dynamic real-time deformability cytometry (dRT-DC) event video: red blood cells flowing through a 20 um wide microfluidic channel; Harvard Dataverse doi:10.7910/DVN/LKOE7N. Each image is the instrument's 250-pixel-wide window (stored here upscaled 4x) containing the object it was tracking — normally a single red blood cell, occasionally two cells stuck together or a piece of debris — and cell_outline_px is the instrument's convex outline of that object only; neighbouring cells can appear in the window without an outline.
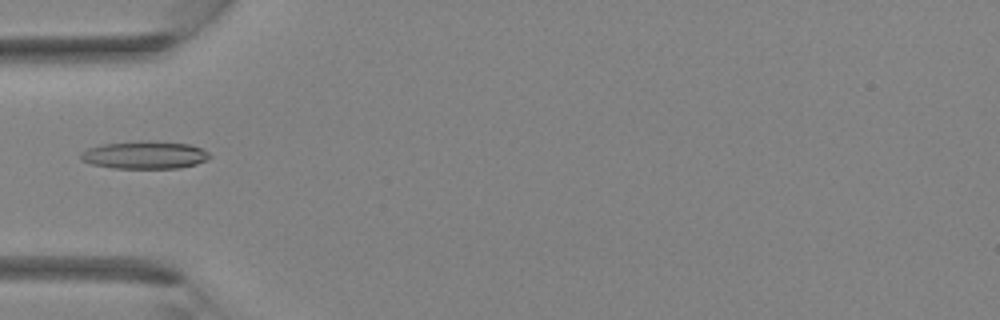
{"species": "Egyptian fruit bat (a non-hibernating species)", "species_latin": "Rousettus aegyptiacus", "temperature_condition": "room temperature", "stored_images_in_passage": 25, "camera_frame_rate_fps": 3000, "um_per_image_px": 0.085, "animal": {"sex": "female"}, "frame": {"image": 1, "passage_image": 1, "time_ms": 0.0, "image_size_px": [1000, 320], "cell_outline_px": [[212, 156], [208, 160], [196, 164], [180, 168], [112, 168], [92, 164], [80, 160], [80, 152], [88, 148], [100, 144], [140, 140], [148, 140], [188, 144], [200, 148], [208, 152]], "centroid_in_image_um": [12.28, 13.16], "position_along_channel_um": 72.7, "area_um2": 21.1}}
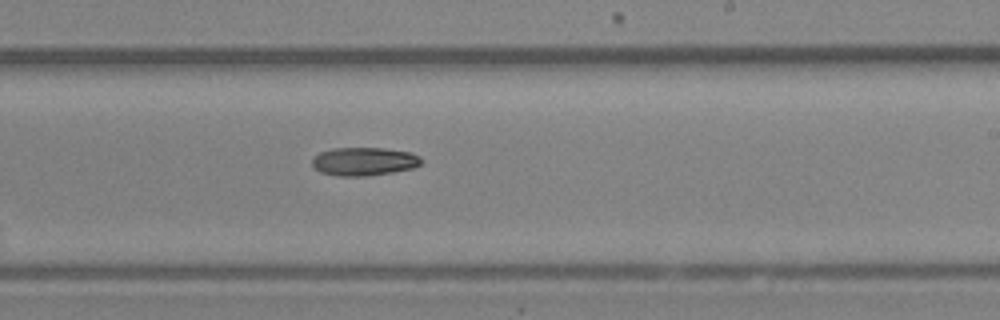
{"frame": {"image": 2, "passage_image": 11, "time_ms": 3.333, "image_size_px": [1000, 320], "cell_outline_px": [[424, 160], [420, 164], [412, 168], [392, 172], [364, 176], [336, 176], [320, 172], [312, 168], [312, 156], [320, 152], [332, 148], [384, 148], [412, 152], [420, 156]], "centroid_in_image_um": [30.91, 13.72], "position_along_channel_um": 258.1, "area_um2": 18.26}}
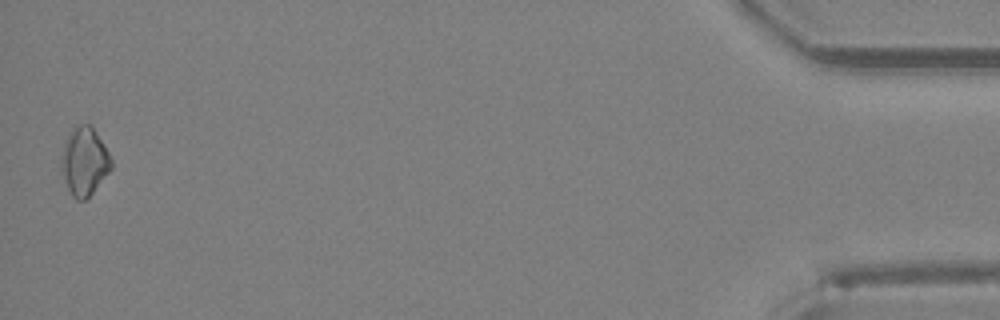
{"frame": {"image": 3, "passage_image": 25, "time_ms": 8.0, "image_size_px": [1000, 320], "cell_outline_px": [[112, 168], [92, 192], [84, 200], [76, 200], [72, 196], [68, 188], [60, 168], [60, 156], [64, 140], [72, 128], [76, 124], [92, 124], [104, 144], [112, 160]], "centroid_in_image_um": [7.14, 13.66], "position_along_channel_um": 428.1, "area_um2": 20.06}}